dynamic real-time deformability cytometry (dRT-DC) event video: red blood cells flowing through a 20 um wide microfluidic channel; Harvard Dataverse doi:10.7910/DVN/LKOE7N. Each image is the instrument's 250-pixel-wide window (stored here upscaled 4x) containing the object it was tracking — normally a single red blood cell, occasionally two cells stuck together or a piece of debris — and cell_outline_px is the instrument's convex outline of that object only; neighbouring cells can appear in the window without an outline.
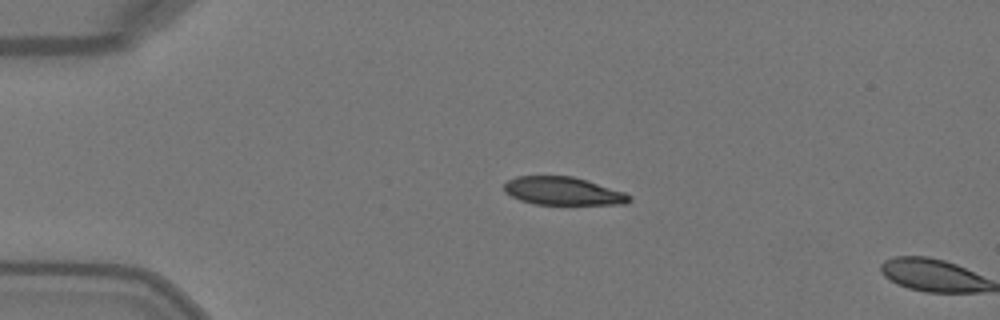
{"species": "Egyptian fruit bat (a non-hibernating species)", "species_latin": "Rousettus aegyptiacus", "temperature_condition": "warm", "stored_images_in_passage": 2, "camera_frame_rate_fps": 3000, "um_per_image_px": 0.085, "animal": {"sex": "female"}, "frame": {"image": 1, "passage_image": 1, "time_ms": 0.0, "image_size_px": [1000, 320], "cell_outline_px": [[632, 200], [624, 204], [536, 204], [520, 200], [504, 192], [504, 184], [508, 180], [516, 176], [572, 176], [624, 192], [632, 196]], "centroid_in_image_um": [47.84, 16.24], "position_along_channel_um": 37.2, "area_um2": 20.29}}